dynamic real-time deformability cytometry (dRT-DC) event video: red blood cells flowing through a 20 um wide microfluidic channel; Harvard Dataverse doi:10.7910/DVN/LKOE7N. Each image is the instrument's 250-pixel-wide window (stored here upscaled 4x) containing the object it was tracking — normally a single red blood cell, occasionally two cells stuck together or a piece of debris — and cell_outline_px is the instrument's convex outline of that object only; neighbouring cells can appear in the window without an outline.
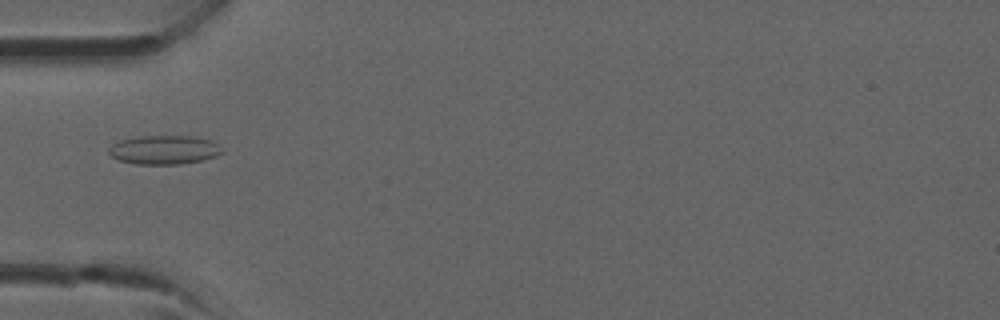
{"species": "common noctule bat (a hibernating species)", "species_latin": "Nyctalus noctula", "temperature_condition": "room temperature", "stored_images_in_passage": 29, "camera_frame_rate_fps": 3000, "um_per_image_px": 0.085, "animal": {"sex": "male", "forearm_length_mm": 52.5}, "frame": {"image": 1, "passage_image": 1, "time_ms": 0.0, "image_size_px": [1000, 320], "cell_outline_px": [[224, 152], [216, 156], [204, 160], [180, 164], [136, 164], [116, 160], [108, 152], [108, 148], [112, 144], [120, 140], [140, 136], [192, 136], [212, 140]], "centroid_in_image_um": [13.93, 12.74], "position_along_channel_um": 71.1, "area_um2": 19.19}}
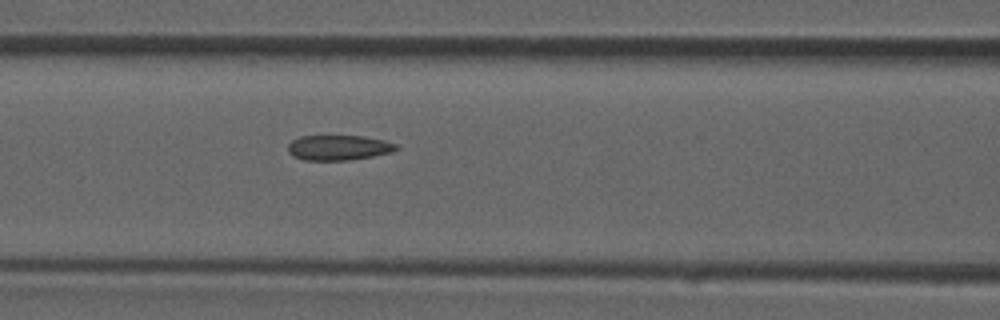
{"frame": {"image": 2, "passage_image": 5, "time_ms": 1.333, "image_size_px": [1000, 320], "cell_outline_px": [[400, 148], [392, 152], [372, 156], [348, 160], [304, 160], [292, 156], [288, 152], [288, 144], [292, 140], [300, 136], [364, 136], [384, 140], [396, 144]], "centroid_in_image_um": [28.77, 12.55], "position_along_channel_um": 137.8, "area_um2": 15.9}}
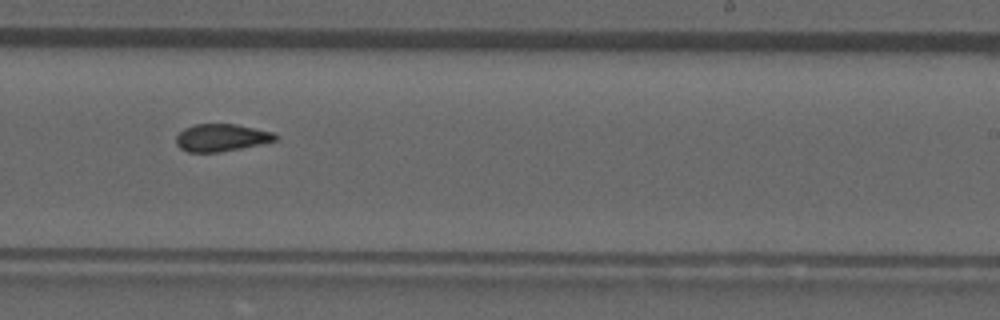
{"frame": {"image": 3, "passage_image": 13, "time_ms": 4.0, "image_size_px": [1000, 320], "cell_outline_px": [[276, 140], [260, 144], [220, 152], [188, 152], [180, 148], [176, 144], [176, 136], [184, 128], [192, 124], [236, 124], [272, 132], [276, 136]], "centroid_in_image_um": [18.76, 11.69], "position_along_channel_um": 270.2, "area_um2": 15.72}}